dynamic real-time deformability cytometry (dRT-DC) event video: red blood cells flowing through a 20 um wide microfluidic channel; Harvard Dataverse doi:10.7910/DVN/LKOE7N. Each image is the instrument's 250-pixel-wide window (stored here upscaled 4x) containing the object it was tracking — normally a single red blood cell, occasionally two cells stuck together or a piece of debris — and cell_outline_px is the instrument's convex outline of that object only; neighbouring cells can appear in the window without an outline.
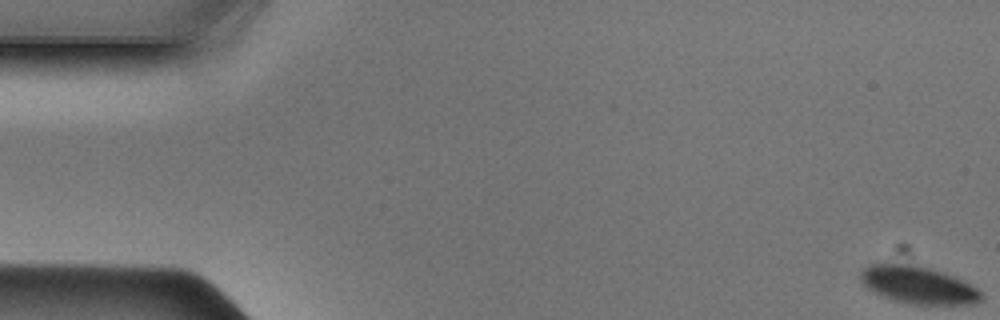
{"species": "Egyptian fruit bat (a non-hibernating species)", "species_latin": "Rousettus aegyptiacus", "temperature_condition": "cold", "stored_images_in_passage": 49, "camera_frame_rate_fps": 3000, "um_per_image_px": 0.085, "animal": {"sex": "male"}, "frame": {"image": 1, "passage_image": 1, "time_ms": 0.0, "image_size_px": [1000, 320], "cell_outline_px": [[984, 296], [976, 304], [908, 304], [892, 300], [868, 288], [860, 280], [860, 272], [864, 268], [872, 264], [884, 260], [888, 260], [916, 264], [952, 276], [976, 288]], "centroid_in_image_um": [77.97, 24.18], "position_along_channel_um": 7.0, "area_um2": 26.59}}
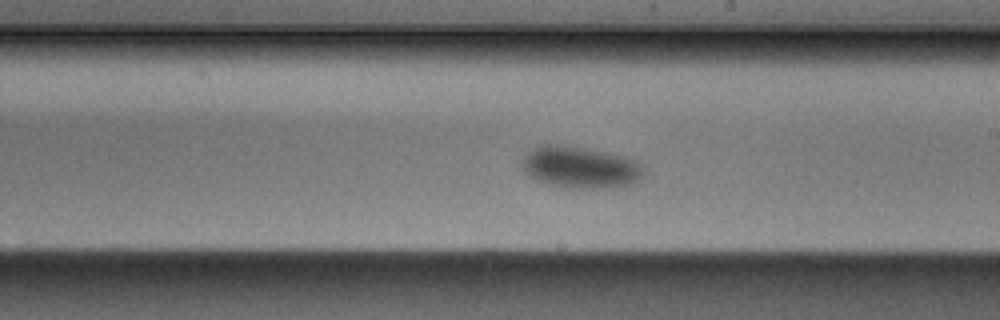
{"frame": {"image": 2, "passage_image": 28, "time_ms": 9.0, "image_size_px": [1000, 320], "cell_outline_px": [[648, 172], [640, 180], [632, 184], [596, 188], [564, 188], [548, 184], [532, 176], [520, 164], [528, 152], [532, 148], [540, 144], [560, 144], [612, 152], [636, 160]], "centroid_in_image_um": [49.39, 14.2], "position_along_channel_um": 239.6, "area_um2": 29.82}}
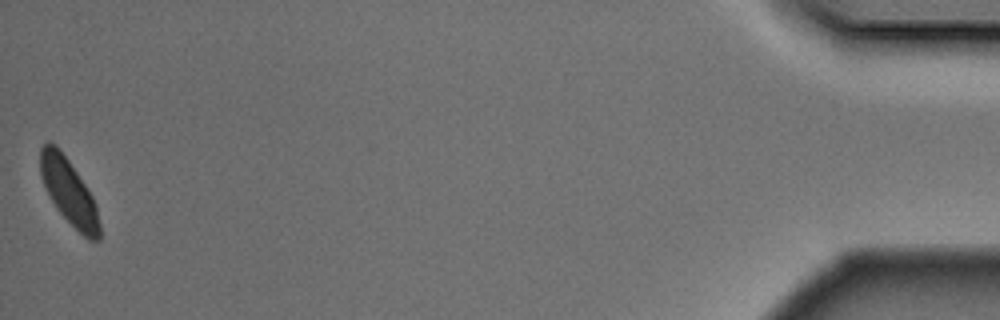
{"frame": {"image": 3, "passage_image": 49, "time_ms": 16.0, "image_size_px": [1000, 320], "cell_outline_px": [[100, 240], [88, 240], [56, 208], [40, 176], [40, 148], [48, 140], [56, 144], [68, 160], [92, 196], [96, 204], [100, 224]], "centroid_in_image_um": [5.85, 16.28], "position_along_channel_um": 429.3, "area_um2": 22.25}}